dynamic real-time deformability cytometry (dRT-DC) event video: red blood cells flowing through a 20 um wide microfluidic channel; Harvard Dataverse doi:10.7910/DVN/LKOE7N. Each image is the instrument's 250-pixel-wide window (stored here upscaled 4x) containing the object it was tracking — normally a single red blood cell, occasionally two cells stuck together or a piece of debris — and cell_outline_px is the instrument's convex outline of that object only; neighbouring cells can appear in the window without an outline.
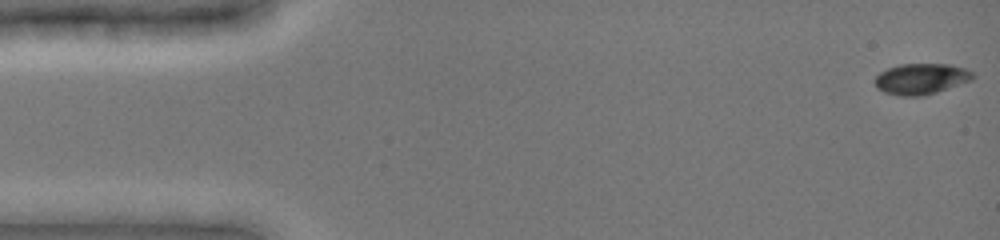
{"species": "common noctule bat (a hibernating species)", "species_latin": "Nyctalus noctula", "temperature_condition": "cold", "stored_images_in_passage": 49, "camera_frame_rate_fps": 3000, "um_per_image_px": 0.085, "animal": {"sex": "female", "body_mass_g": 19.0, "forearm_length_mm": 51.5}, "frame": {"image": 1, "passage_image": 1, "time_ms": 0.0, "image_size_px": [1000, 240], "cell_outline_px": [[976, 76], [972, 80], [924, 96], [900, 96], [884, 92], [876, 88], [876, 76], [880, 72], [888, 68], [900, 64], [952, 64], [964, 68], [972, 72]], "centroid_in_image_um": [78.31, 6.7], "position_along_channel_um": 6.7, "area_um2": 17.63}}
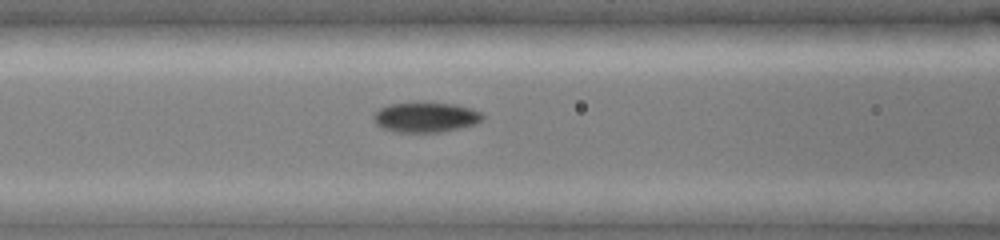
{"frame": {"image": 2, "passage_image": 20, "time_ms": 6.333, "image_size_px": [1000, 240], "cell_outline_px": [[484, 120], [476, 124], [444, 132], [396, 132], [380, 128], [376, 124], [372, 116], [380, 108], [388, 104], [456, 104], [472, 108], [480, 112], [484, 116]], "centroid_in_image_um": [36.2, 9.99], "position_along_channel_um": 130.4, "area_um2": 18.96}}
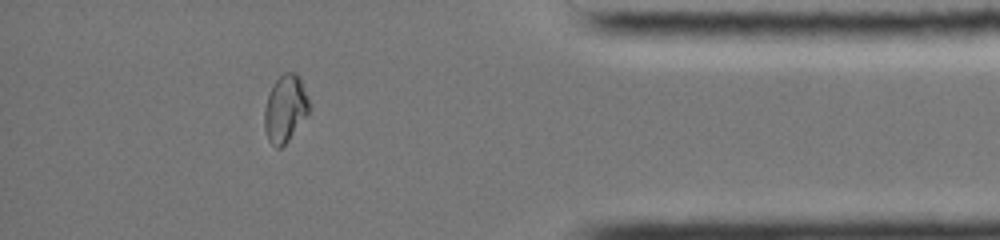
{"frame": {"image": 3, "passage_image": 43, "time_ms": 14.0, "image_size_px": [1000, 240], "cell_outline_px": [[312, 108], [288, 140], [280, 148], [276, 148], [268, 140], [264, 128], [264, 108], [272, 84], [284, 72], [296, 72], [300, 76]], "centroid_in_image_um": [24.25, 9.2], "position_along_channel_um": 410.9, "area_um2": 17.63}, "authors_computed_cell_mechanics": {"area_um2": 17.918, "velocity_mm_per_s": 3.9377, "shape_relaxation_time_tau1_ms": 5.8297, "shape_relaxation_time_tau2_ms": null, "deformation_change_tau1": 0.1557, "deformation_change_tau2": null}}